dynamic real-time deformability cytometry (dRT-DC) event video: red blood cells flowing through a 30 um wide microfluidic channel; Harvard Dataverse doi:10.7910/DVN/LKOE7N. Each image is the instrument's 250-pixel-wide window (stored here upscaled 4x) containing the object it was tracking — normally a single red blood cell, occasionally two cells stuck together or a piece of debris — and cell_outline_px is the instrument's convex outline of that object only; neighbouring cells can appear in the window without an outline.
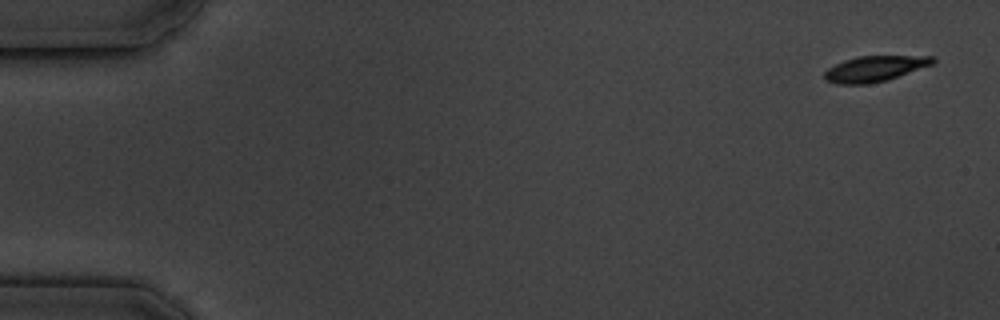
{"species": "common noctule bat (a hibernating species)", "species_latin": "Nyctalus noctula", "temperature_condition": "cold", "stored_images_in_passage": 5, "camera_frame_rate_fps": 3000, "um_per_image_px": 0.085, "animal": {"sex": "male", "body_mass_g": 19.5, "forearm_length_mm": 54.6}, "frame": {"image": 1, "passage_image": 1, "time_ms": 0.0, "image_size_px": [1000, 320], "cell_outline_px": [[936, 60], [932, 64], [888, 80], [868, 84], [836, 84], [824, 80], [824, 72], [828, 68], [844, 60], [856, 56], [936, 56]], "centroid_in_image_um": [74.33, 5.84], "position_along_channel_um": 10.7, "area_um2": 16.24}}
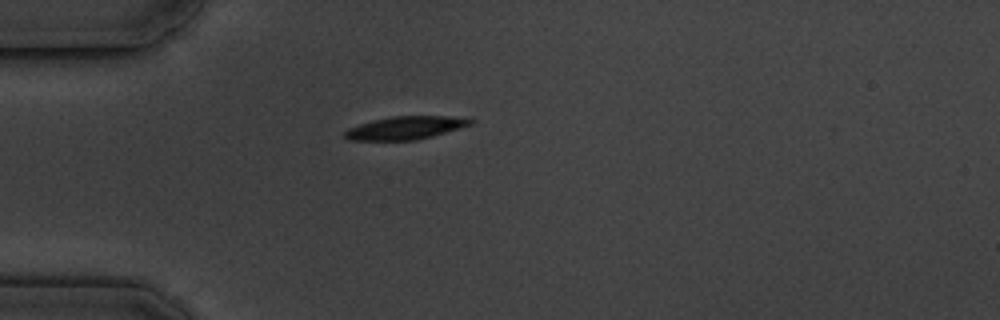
{"frame": {"image": 2, "passage_image": 5, "time_ms": 4.667, "image_size_px": [1000, 320], "cell_outline_px": [[476, 120], [472, 124], [432, 136], [416, 140], [348, 140], [344, 136], [344, 132], [348, 128], [360, 124], [392, 116], [448, 116]], "centroid_in_image_um": [34.45, 10.87], "position_along_channel_um": 50.6, "area_um2": 16.59}}